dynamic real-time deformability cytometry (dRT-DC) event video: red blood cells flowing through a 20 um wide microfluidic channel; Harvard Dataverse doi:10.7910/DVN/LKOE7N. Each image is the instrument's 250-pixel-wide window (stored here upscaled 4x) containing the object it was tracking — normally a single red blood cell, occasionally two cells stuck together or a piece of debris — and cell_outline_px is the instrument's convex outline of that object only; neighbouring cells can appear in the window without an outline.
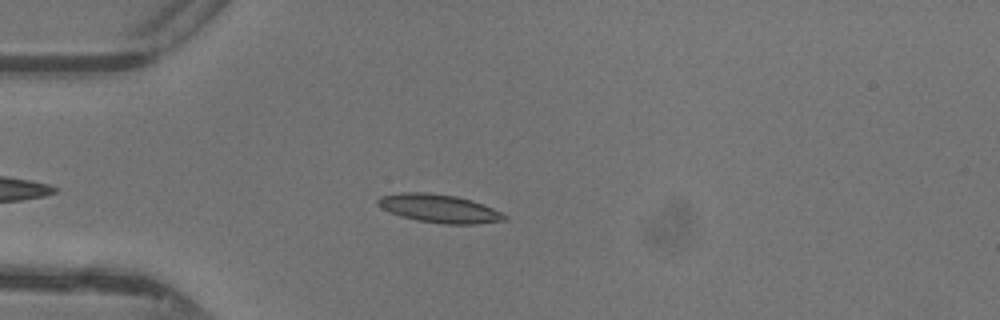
{"species": "common noctule bat (a hibernating species)", "species_latin": "Nyctalus noctula", "temperature_condition": "warm", "stored_images_in_passage": 40, "camera_frame_rate_fps": 3000, "um_per_image_px": 0.085, "animal": {"sex": "female"}, "frame": {"image": 1, "passage_image": 9, "time_ms": 2.667, "image_size_px": [1000, 320], "cell_outline_px": [[508, 220], [476, 224], [444, 224], [416, 220], [400, 216], [380, 208], [376, 204], [376, 200], [380, 196], [400, 192], [424, 192], [456, 196], [472, 200], [492, 208], [508, 216]], "centroid_in_image_um": [37.3, 17.72], "position_along_channel_um": 47.7, "area_um2": 21.04}}
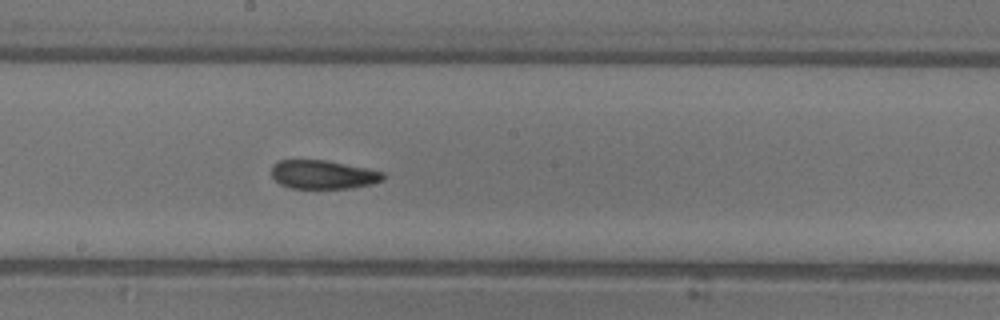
{"frame": {"image": 2, "passage_image": 22, "time_ms": 7.0, "image_size_px": [1000, 320], "cell_outline_px": [[384, 180], [372, 184], [352, 188], [292, 188], [280, 184], [272, 176], [272, 164], [280, 160], [324, 160], [384, 172]], "centroid_in_image_um": [27.45, 14.84], "position_along_channel_um": 220.7, "area_um2": 18.5}}
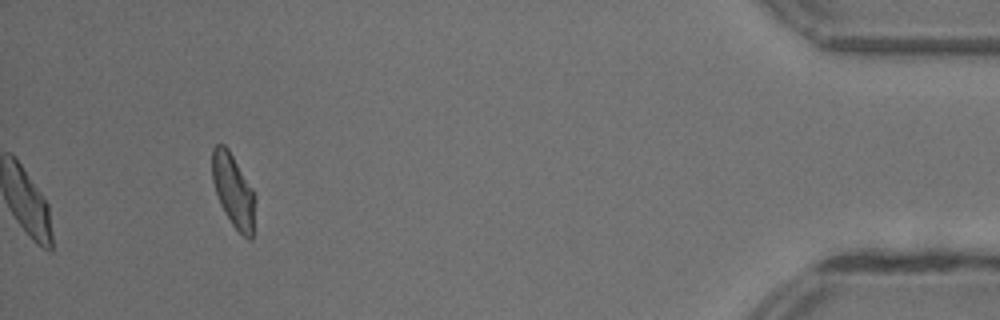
{"frame": {"image": 3, "passage_image": 40, "time_ms": 13.0, "image_size_px": [1000, 320], "cell_outline_px": [[256, 196], [252, 240], [248, 240], [232, 224], [220, 204], [212, 180], [212, 148], [216, 144], [224, 144], [228, 148], [252, 188]], "centroid_in_image_um": [19.84, 16.2], "position_along_channel_um": 415.4, "area_um2": 18.26}, "authors_computed_cell_mechanics": {"area_um2": 19.5075, "velocity_mm_per_s": 4.3896, "shape_relaxation_time_tau1_ms": 9.1586, "shape_relaxation_time_tau2_ms": 3.0085, "deformation_change_tau1": 0.2402, "deformation_change_tau2": 0.1109}}